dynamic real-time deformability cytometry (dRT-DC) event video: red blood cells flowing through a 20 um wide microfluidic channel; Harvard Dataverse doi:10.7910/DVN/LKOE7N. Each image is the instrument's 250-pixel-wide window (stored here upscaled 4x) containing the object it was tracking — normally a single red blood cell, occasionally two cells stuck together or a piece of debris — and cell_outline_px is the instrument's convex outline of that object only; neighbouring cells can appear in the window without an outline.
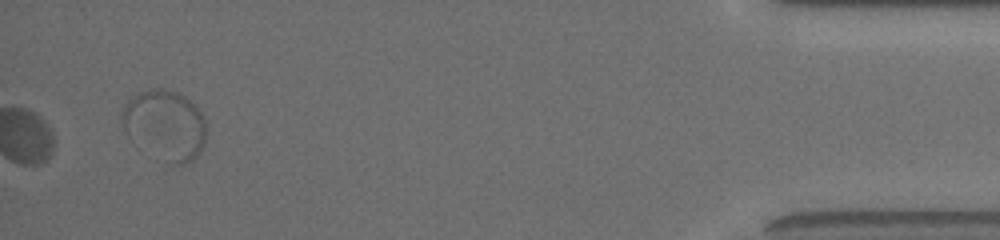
{"species": "common noctule bat (a hibernating species)", "species_latin": "Nyctalus noctula", "temperature_condition": "room temperature", "stored_images_in_passage": 28, "camera_frame_rate_fps": 3000, "um_per_image_px": 0.085, "animal": {"sex": "female", "body_mass_g": 19.5, "forearm_length_mm": 54.1}, "frame": {"image": 1, "passage_image": 28, "time_ms": 12.667, "image_size_px": [1000, 240], "cell_outline_px": [[204, 144], [200, 152], [192, 160], [184, 164], [176, 164], [124, 128], [120, 116], [128, 100], [140, 92], [152, 88], [164, 88], [176, 92], [184, 96], [200, 112], [204, 120]], "centroid_in_image_um": [14.09, 10.51], "position_along_channel_um": 421.1, "area_um2": 31.91}, "authors_computed_cell_mechanics": {"area_um2": 19.9988, "velocity_mm_per_s": 3.8443, "shape_relaxation_time_tau1_ms": 2.4069, "shape_relaxation_time_tau2_ms": null, "deformation_change_tau1": 0.1114, "deformation_change_tau2": null}}